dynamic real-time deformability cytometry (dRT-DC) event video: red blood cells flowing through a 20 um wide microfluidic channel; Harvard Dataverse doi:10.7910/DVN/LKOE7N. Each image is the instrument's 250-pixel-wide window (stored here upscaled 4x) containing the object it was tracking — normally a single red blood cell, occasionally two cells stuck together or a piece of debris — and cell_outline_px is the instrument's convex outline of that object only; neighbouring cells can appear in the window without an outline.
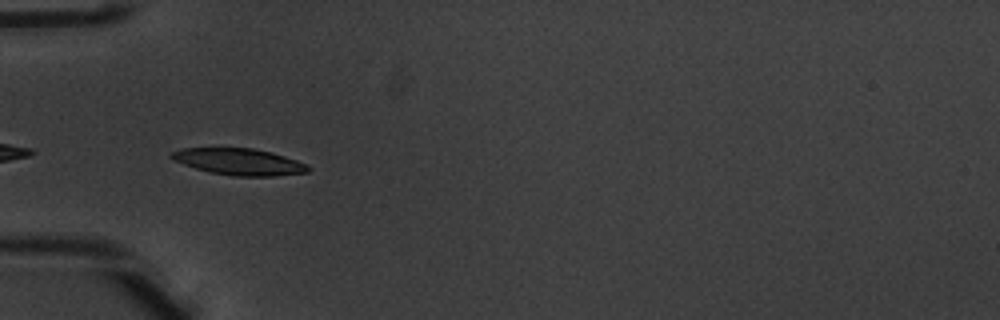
{"species": "common noctule bat (a hibernating species)", "species_latin": "Nyctalus noctula", "temperature_condition": "warm", "stored_images_in_passage": 9, "camera_frame_rate_fps": 3000, "um_per_image_px": 0.085, "animal": {"sex": "male", "body_mass_g": 20.1, "forearm_length_mm": 53.5}, "frame": {"image": 1, "passage_image": 6, "time_ms": 1.667, "image_size_px": [1000, 320], "cell_outline_px": [[312, 168], [308, 172], [276, 176], [232, 176], [208, 172], [172, 160], [168, 156], [172, 152], [180, 148], [252, 148], [272, 152], [308, 164]], "centroid_in_image_um": [20.33, 13.75], "position_along_channel_um": 64.7, "area_um2": 21.33}}